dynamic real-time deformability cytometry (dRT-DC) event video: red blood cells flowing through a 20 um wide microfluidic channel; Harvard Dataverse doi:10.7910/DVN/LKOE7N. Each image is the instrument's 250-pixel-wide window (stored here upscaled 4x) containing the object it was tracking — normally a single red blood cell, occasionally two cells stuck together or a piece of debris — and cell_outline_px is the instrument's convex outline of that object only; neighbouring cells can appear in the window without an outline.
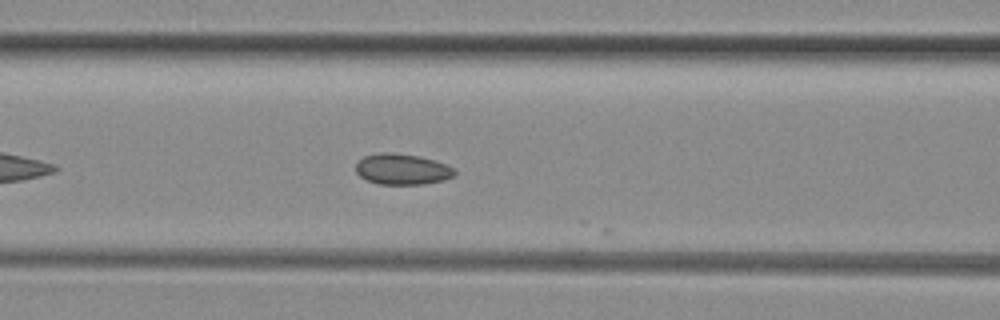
{"species": "common noctule bat (a hibernating species)", "species_latin": "Nyctalus noctula", "temperature_condition": "room temperature", "stored_images_in_passage": 15, "camera_frame_rate_fps": 3000, "um_per_image_px": 0.085, "animal": {"sex": "female", "body_mass_g": 29.2, "forearm_length_mm": 56.3}, "frame": {"image": 1, "passage_image": 9, "time_ms": 2.667, "image_size_px": [1000, 320], "cell_outline_px": [[456, 172], [452, 176], [444, 180], [424, 184], [380, 184], [368, 180], [360, 176], [356, 172], [356, 164], [364, 156], [380, 152], [392, 152], [420, 156], [436, 160], [456, 168]], "centroid_in_image_um": [34.21, 14.37], "position_along_channel_um": 132.4, "area_um2": 17.86}}
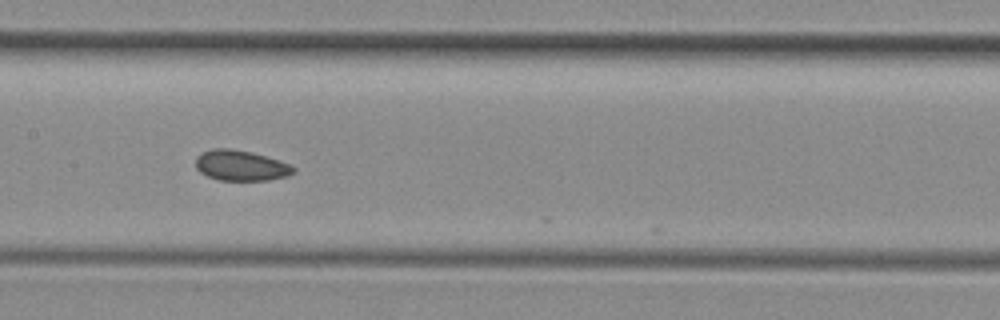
{"frame": {"image": 2, "passage_image": 13, "time_ms": 4.0, "image_size_px": [1000, 320], "cell_outline_px": [[296, 168], [288, 176], [268, 180], [220, 180], [208, 176], [200, 172], [196, 168], [196, 156], [212, 148], [228, 148], [252, 152], [280, 160]], "centroid_in_image_um": [20.46, 14.06], "position_along_channel_um": 186.9, "area_um2": 17.28}}